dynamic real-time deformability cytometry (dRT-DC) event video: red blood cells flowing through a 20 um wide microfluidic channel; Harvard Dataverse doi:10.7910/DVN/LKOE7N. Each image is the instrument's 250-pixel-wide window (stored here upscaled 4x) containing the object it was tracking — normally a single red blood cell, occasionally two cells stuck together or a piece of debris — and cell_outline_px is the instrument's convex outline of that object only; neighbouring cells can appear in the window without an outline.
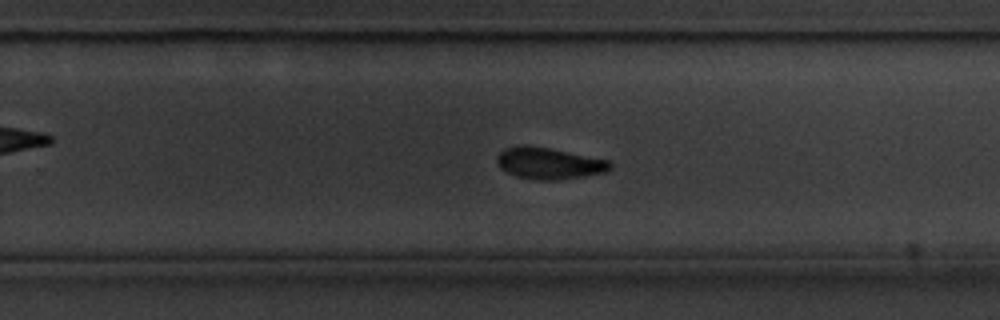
{"species": "common noctule bat (a hibernating species)", "species_latin": "Nyctalus noctula", "temperature_condition": "cold", "stored_images_in_passage": 52, "camera_frame_rate_fps": 3000, "um_per_image_px": 0.085, "animal": {"sex": "male", "body_mass_g": 20.1, "forearm_length_mm": 53.5}, "frame": {"image": 1, "passage_image": 31, "time_ms": 10.0, "image_size_px": [1000, 320], "cell_outline_px": [[612, 168], [604, 172], [584, 176], [556, 180], [536, 180], [516, 176], [500, 168], [496, 164], [496, 156], [504, 148], [520, 144], [528, 144], [608, 160], [612, 164]], "centroid_in_image_um": [46.6, 13.87], "position_along_channel_um": 283.2, "area_um2": 20.87}}
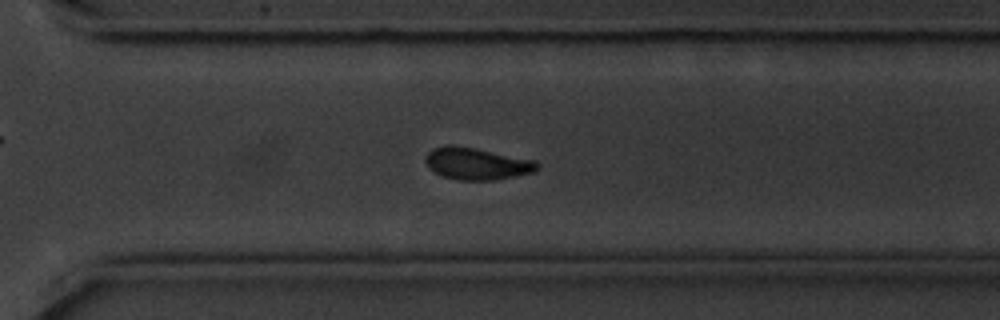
{"frame": {"image": 2, "passage_image": 35, "time_ms": 11.333, "image_size_px": [1000, 320], "cell_outline_px": [[540, 168], [536, 172], [496, 180], [460, 180], [444, 176], [432, 172], [428, 168], [424, 160], [424, 156], [432, 148], [448, 144], [452, 144], [476, 148], [536, 160], [540, 164]], "centroid_in_image_um": [40.53, 13.9], "position_along_channel_um": 330.1, "area_um2": 21.33}}
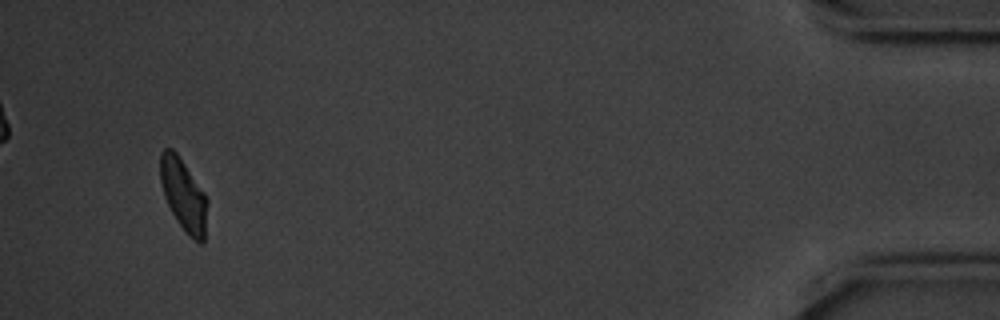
{"frame": {"image": 3, "passage_image": 49, "time_ms": 16.0, "image_size_px": [1000, 320], "cell_outline_px": [[208, 204], [204, 244], [200, 244], [188, 236], [176, 220], [164, 196], [160, 180], [160, 152], [164, 148], [172, 148], [176, 152], [204, 192], [208, 200]], "centroid_in_image_um": [15.61, 16.6], "position_along_channel_um": 419.6, "area_um2": 19.88}, "authors_computed_cell_mechanics": {"area_um2": 21.1259, "velocity_mm_per_s": 3.5224, "shape_relaxation_time_tau1_ms": 2.4588, "shape_relaxation_time_tau2_ms": 5.1467, "deformation_change_tau1": 0.1404, "deformation_change_tau2": 0.1042}}